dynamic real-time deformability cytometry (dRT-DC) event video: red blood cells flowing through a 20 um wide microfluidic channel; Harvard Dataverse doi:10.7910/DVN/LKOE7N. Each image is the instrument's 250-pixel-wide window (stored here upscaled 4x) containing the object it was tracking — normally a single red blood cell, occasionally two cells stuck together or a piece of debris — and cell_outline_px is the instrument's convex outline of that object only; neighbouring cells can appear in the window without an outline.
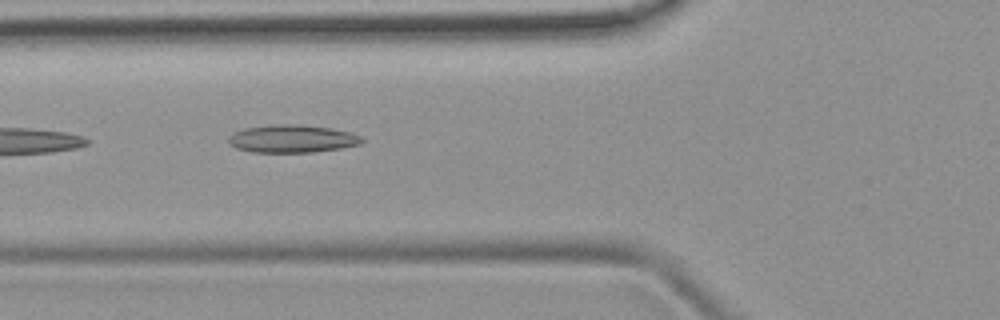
{"species": "common noctule bat (a hibernating species)", "species_latin": "Nyctalus noctula", "temperature_condition": "room temperature", "stored_images_in_passage": 6, "camera_frame_rate_fps": 3000, "um_per_image_px": 0.085, "animal": {"sex": "female", "body_mass_g": 19.9}, "frame": {"image": 1, "passage_image": 4, "time_ms": 3.333, "image_size_px": [1000, 320], "cell_outline_px": [[364, 140], [360, 144], [340, 148], [312, 152], [252, 152], [236, 148], [228, 144], [228, 136], [232, 132], [244, 128], [272, 124], [300, 124], [332, 128], [352, 132], [360, 136]], "centroid_in_image_um": [24.8, 11.78], "position_along_channel_um": 101.0, "area_um2": 21.85}}
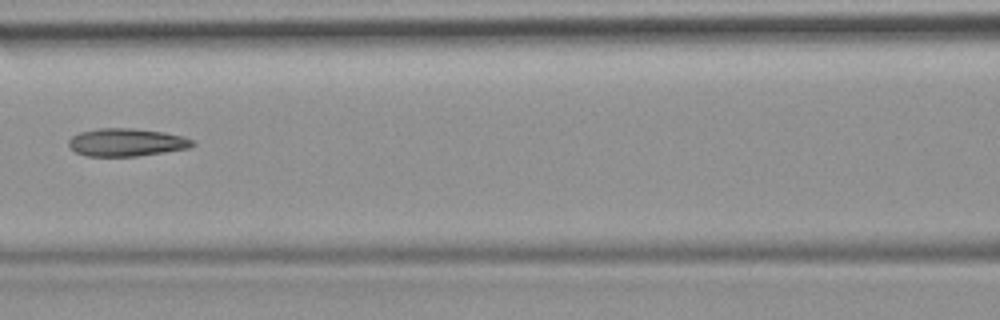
{"frame": {"image": 2, "passage_image": 5, "time_ms": 4.667, "image_size_px": [1000, 320], "cell_outline_px": [[196, 144], [188, 148], [164, 152], [136, 156], [88, 156], [76, 152], [68, 144], [68, 140], [72, 136], [80, 132], [100, 128], [132, 128], [164, 132], [184, 136], [192, 140]], "centroid_in_image_um": [10.76, 12.09], "position_along_channel_um": 155.8, "area_um2": 20.0}}
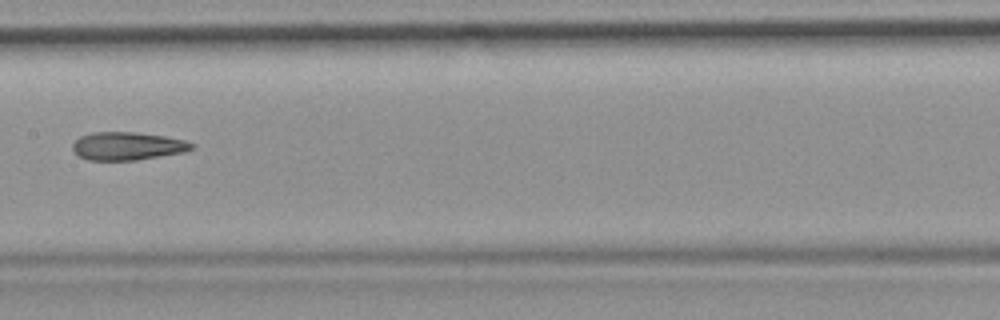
{"frame": {"image": 3, "passage_image": 6, "time_ms": 5.667, "image_size_px": [1000, 320], "cell_outline_px": [[196, 144], [192, 148], [184, 152], [136, 160], [88, 160], [76, 156], [72, 148], [72, 144], [80, 136], [92, 132], [136, 132], [164, 136], [184, 140]], "centroid_in_image_um": [10.8, 12.41], "position_along_channel_um": 196.6, "area_um2": 19.54}}